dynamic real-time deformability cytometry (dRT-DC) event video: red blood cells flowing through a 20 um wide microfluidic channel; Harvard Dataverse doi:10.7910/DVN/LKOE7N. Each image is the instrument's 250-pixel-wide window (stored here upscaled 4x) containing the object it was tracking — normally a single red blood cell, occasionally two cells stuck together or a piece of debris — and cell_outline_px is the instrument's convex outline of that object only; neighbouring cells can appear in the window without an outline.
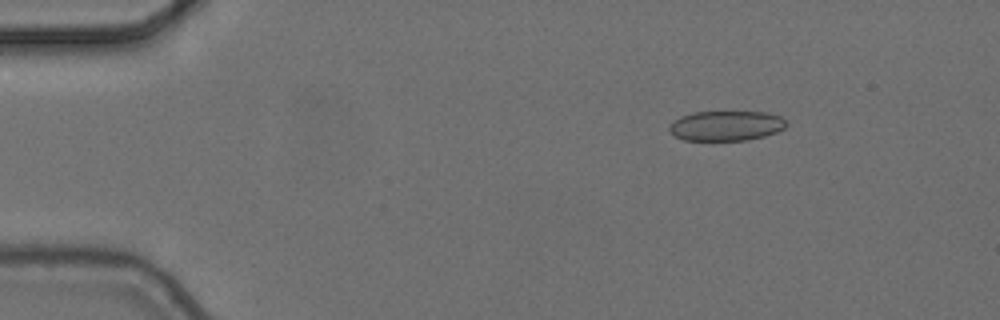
{"species": "common noctule bat (a hibernating species)", "species_latin": "Nyctalus noctula", "temperature_condition": "cold", "stored_images_in_passage": 5, "camera_frame_rate_fps": 3000, "um_per_image_px": 0.085, "animal": {"sex": "female", "body_mass_g": 24.6, "forearm_length_mm": 56.2}, "frame": {"image": 1, "passage_image": 1, "time_ms": 0.0, "image_size_px": [1000, 320], "cell_outline_px": [[788, 124], [784, 128], [776, 132], [764, 136], [748, 140], [684, 140], [676, 136], [668, 128], [680, 116], [692, 112], [768, 112], [780, 116]], "centroid_in_image_um": [61.75, 10.68], "position_along_channel_um": 23.2, "area_um2": 20.29}}
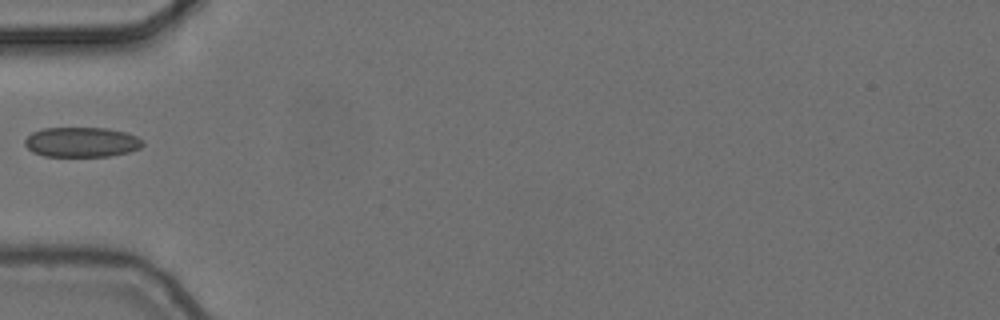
{"frame": {"image": 2, "passage_image": 4, "time_ms": 1.0, "image_size_px": [1000, 320], "cell_outline_px": [[144, 144], [140, 148], [128, 152], [108, 156], [44, 156], [32, 152], [24, 144], [24, 140], [32, 132], [44, 128], [108, 128], [124, 132], [136, 136], [144, 140]], "centroid_in_image_um": [6.93, 12.08], "position_along_channel_um": 78.1, "area_um2": 20.58}}
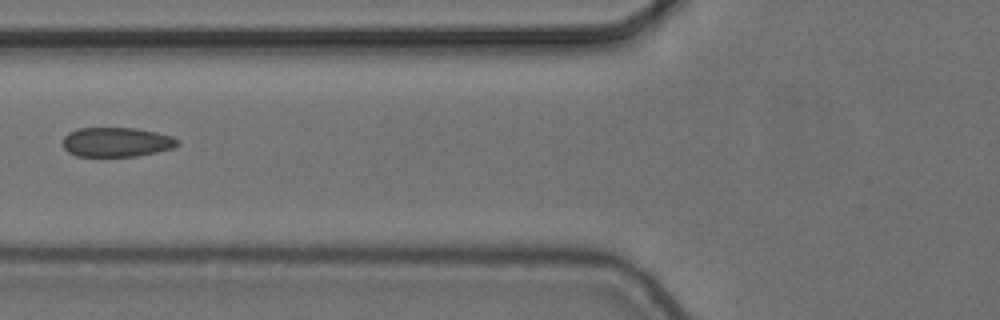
{"frame": {"image": 3, "passage_image": 5, "time_ms": 1.333, "image_size_px": [1000, 320], "cell_outline_px": [[180, 144], [172, 148], [156, 152], [136, 156], [76, 156], [68, 152], [64, 148], [64, 136], [68, 132], [80, 128], [136, 128], [156, 132], [172, 136], [180, 140]], "centroid_in_image_um": [9.92, 12.07], "position_along_channel_um": 115.9, "area_um2": 19.71}}